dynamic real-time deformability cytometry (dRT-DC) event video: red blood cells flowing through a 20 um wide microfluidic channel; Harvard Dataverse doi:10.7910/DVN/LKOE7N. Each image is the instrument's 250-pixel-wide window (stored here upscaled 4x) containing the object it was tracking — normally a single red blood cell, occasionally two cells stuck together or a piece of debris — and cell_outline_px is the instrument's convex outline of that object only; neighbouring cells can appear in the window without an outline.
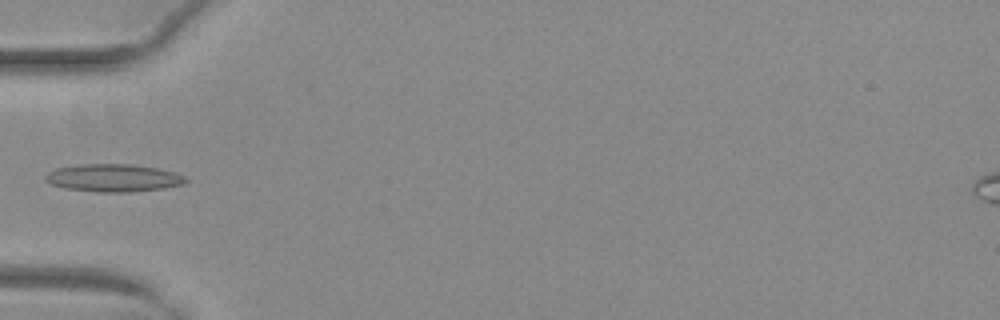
{"species": "common noctule bat (a hibernating species)", "species_latin": "Nyctalus noctula", "temperature_condition": "warm", "stored_images_in_passage": 34, "camera_frame_rate_fps": 3000, "um_per_image_px": 0.085, "animal": {"sex": "female", "body_mass_g": 29.2, "forearm_length_mm": 56.3}, "frame": {"image": 1, "passage_image": 1, "time_ms": 0.0, "image_size_px": [1000, 320], "cell_outline_px": [[188, 180], [184, 184], [164, 188], [132, 192], [100, 192], [64, 188], [52, 184], [44, 180], [44, 176], [48, 172], [56, 168], [80, 164], [132, 164], [156, 168], [176, 172], [184, 176]], "centroid_in_image_um": [9.64, 15.12], "position_along_channel_um": 75.4, "area_um2": 22.72}}
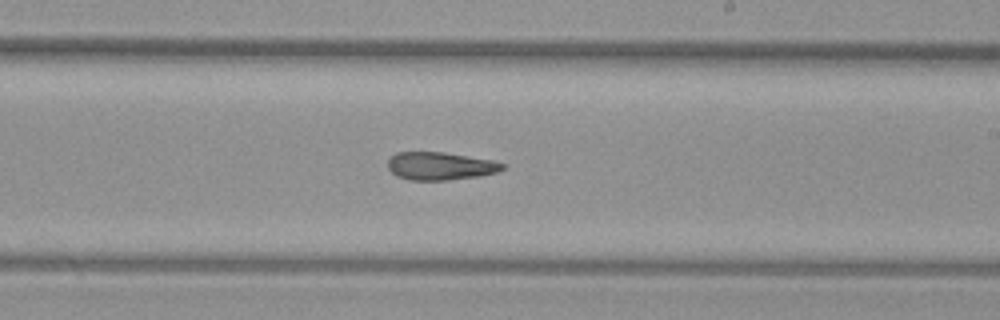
{"frame": {"image": 2, "passage_image": 14, "time_ms": 4.333, "image_size_px": [1000, 320], "cell_outline_px": [[504, 168], [496, 172], [480, 176], [448, 180], [408, 180], [396, 176], [388, 168], [388, 160], [396, 152], [444, 152], [492, 160], [504, 164]], "centroid_in_image_um": [37.39, 14.11], "position_along_channel_um": 251.6, "area_um2": 18.61}}
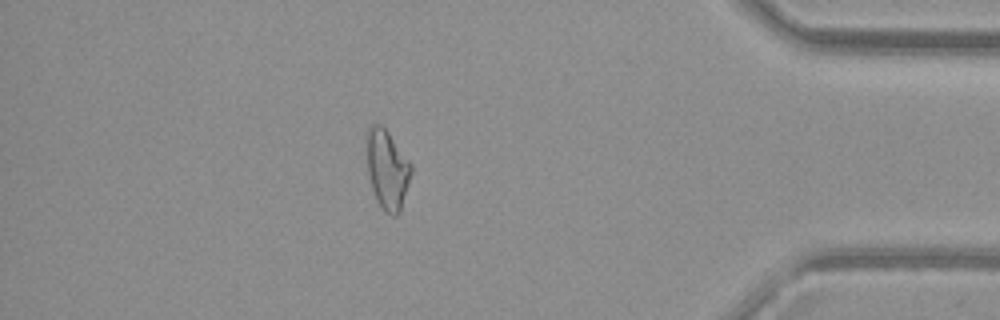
{"frame": {"image": 3, "passage_image": 28, "time_ms": 9.0, "image_size_px": [1000, 320], "cell_outline_px": [[412, 172], [400, 212], [396, 216], [392, 216], [384, 212], [376, 200], [372, 188], [368, 172], [368, 128], [372, 124], [380, 124], [388, 132], [412, 164]], "centroid_in_image_um": [32.94, 14.45], "position_along_channel_um": 402.3, "area_um2": 20.29}}